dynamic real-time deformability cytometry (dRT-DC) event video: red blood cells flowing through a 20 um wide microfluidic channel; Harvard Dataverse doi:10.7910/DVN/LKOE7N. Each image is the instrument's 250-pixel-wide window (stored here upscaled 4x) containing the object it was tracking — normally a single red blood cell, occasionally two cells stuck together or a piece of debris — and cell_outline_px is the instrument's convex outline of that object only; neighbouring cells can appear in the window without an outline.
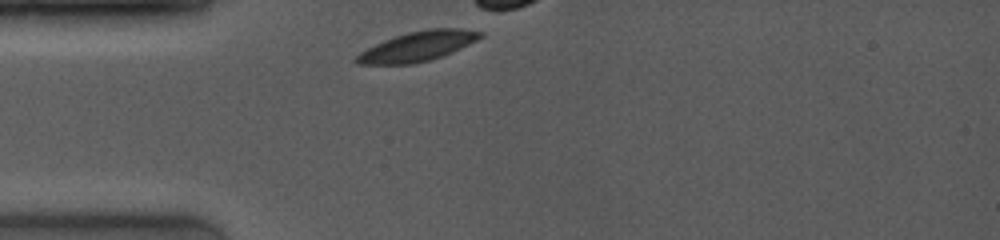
{"species": "common noctule bat (a hibernating species)", "species_latin": "Nyctalus noctula", "temperature_condition": "room temperature", "stored_images_in_passage": 6, "camera_frame_rate_fps": 4000, "um_per_image_px": 0.085, "animal": {"sex": "female", "body_mass_g": 19.0, "forearm_length_mm": 53.3}, "frame": {"image": 1, "passage_image": 1, "time_ms": 0.0, "image_size_px": [1000, 240], "cell_outline_px": [[484, 36], [452, 52], [428, 60], [412, 64], [356, 64], [352, 60], [360, 52], [384, 40], [408, 32], [428, 28], [460, 28], [484, 32]], "centroid_in_image_um": [35.49, 3.93], "position_along_channel_um": 49.5, "area_um2": 21.27}}